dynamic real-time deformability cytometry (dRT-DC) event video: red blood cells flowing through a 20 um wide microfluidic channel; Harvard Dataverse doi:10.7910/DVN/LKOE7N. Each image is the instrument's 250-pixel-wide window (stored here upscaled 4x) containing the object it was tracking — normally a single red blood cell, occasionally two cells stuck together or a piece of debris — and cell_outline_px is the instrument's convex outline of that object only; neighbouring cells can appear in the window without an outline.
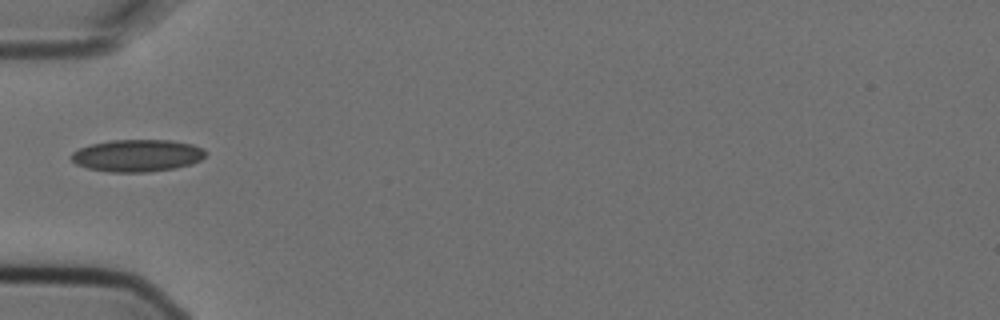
{"species": "Egyptian fruit bat (a non-hibernating species)", "species_latin": "Rousettus aegyptiacus", "temperature_condition": "cold", "stored_images_in_passage": 4, "camera_frame_rate_fps": 3000, "um_per_image_px": 0.085, "animal": {"sex": "female"}, "frame": {"image": 1, "passage_image": 2, "time_ms": 0.333, "image_size_px": [1000, 320], "cell_outline_px": [[208, 152], [200, 160], [192, 164], [176, 168], [148, 172], [112, 172], [88, 168], [76, 164], [68, 156], [72, 152], [80, 148], [92, 144], [112, 140], [172, 140], [192, 144], [204, 148]], "centroid_in_image_um": [11.69, 13.22], "position_along_channel_um": 73.3, "area_um2": 25.32}}
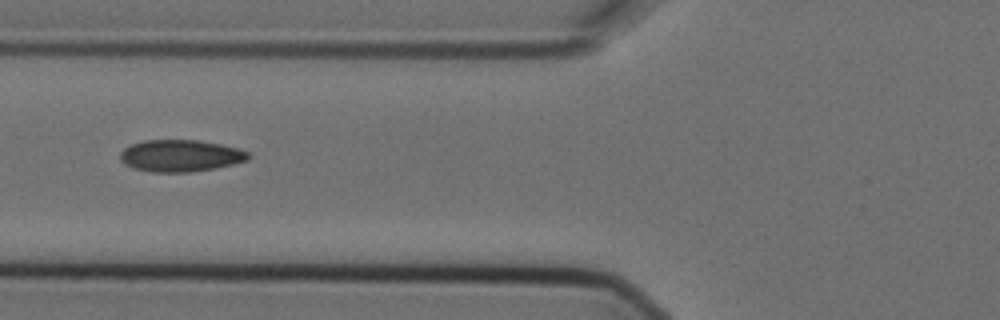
{"frame": {"image": 2, "passage_image": 3, "time_ms": 0.667, "image_size_px": [1000, 320], "cell_outline_px": [[252, 156], [248, 160], [216, 168], [188, 172], [152, 172], [132, 168], [124, 164], [120, 160], [120, 152], [124, 148], [132, 144], [144, 140], [196, 140], [220, 144], [240, 148], [248, 152]], "centroid_in_image_um": [15.34, 13.24], "position_along_channel_um": 110.5, "area_um2": 23.93}}
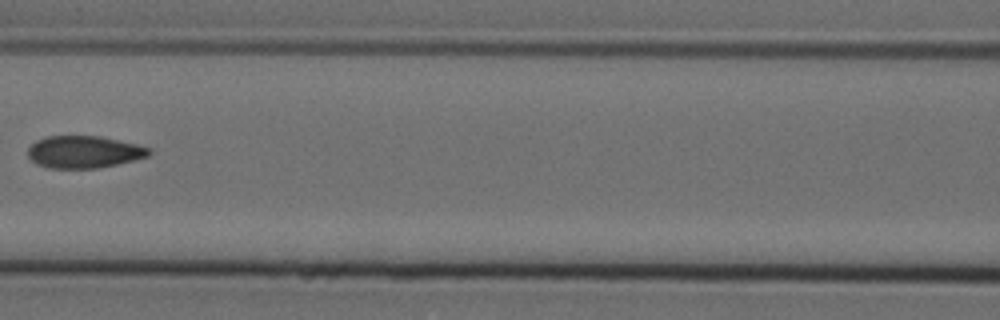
{"frame": {"image": 3, "passage_image": 4, "time_ms": 1.0, "image_size_px": [1000, 320], "cell_outline_px": [[152, 152], [148, 156], [116, 164], [96, 168], [48, 168], [36, 164], [28, 156], [28, 148], [36, 140], [48, 136], [100, 136], [136, 144], [152, 148]], "centroid_in_image_um": [7.13, 12.91], "position_along_channel_um": 159.5, "area_um2": 22.66}}